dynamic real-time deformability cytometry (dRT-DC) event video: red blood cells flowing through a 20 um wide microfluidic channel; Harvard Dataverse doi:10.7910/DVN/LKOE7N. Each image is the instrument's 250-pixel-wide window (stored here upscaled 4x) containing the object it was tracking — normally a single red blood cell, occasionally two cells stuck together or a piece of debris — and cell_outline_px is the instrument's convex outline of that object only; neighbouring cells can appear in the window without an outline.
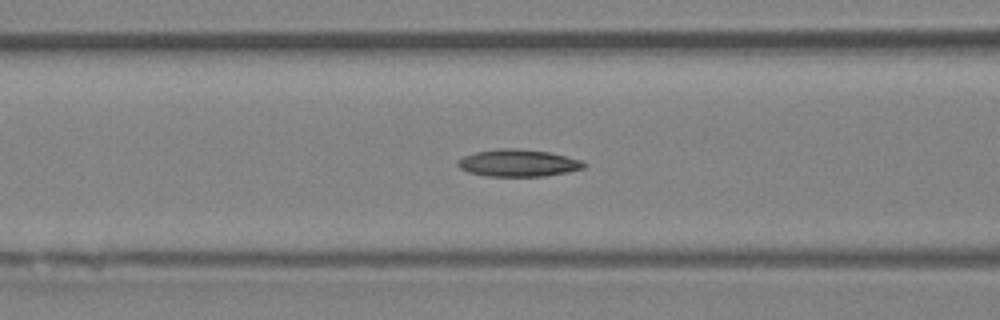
{"species": "Egyptian fruit bat (a non-hibernating species)", "species_latin": "Rousettus aegyptiacus", "temperature_condition": "room temperature", "stored_images_in_passage": 53, "camera_frame_rate_fps": 3000, "um_per_image_px": 0.085, "animal": {"sex": "female"}, "frame": {"image": 1, "passage_image": 21, "time_ms": 6.667, "image_size_px": [1000, 320], "cell_outline_px": [[588, 164], [584, 168], [568, 172], [544, 176], [488, 176], [468, 172], [460, 168], [456, 164], [456, 160], [464, 156], [476, 152], [496, 148], [516, 148], [548, 152], [584, 160]], "centroid_in_image_um": [44.06, 13.85], "position_along_channel_um": 122.5, "area_um2": 20.11}}
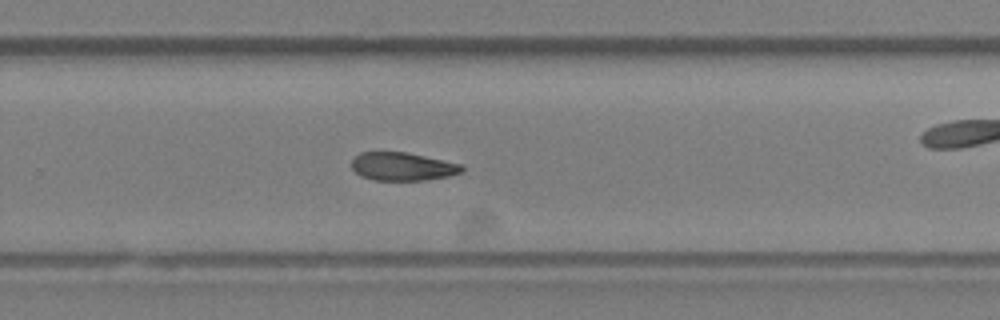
{"frame": {"image": 2, "passage_image": 34, "time_ms": 11.0, "image_size_px": [1000, 320], "cell_outline_px": [[464, 172], [448, 176], [424, 180], [376, 180], [360, 176], [352, 168], [352, 160], [360, 152], [404, 152], [424, 156], [460, 164], [464, 168]], "centroid_in_image_um": [34.21, 14.16], "position_along_channel_um": 295.6, "area_um2": 17.92}}
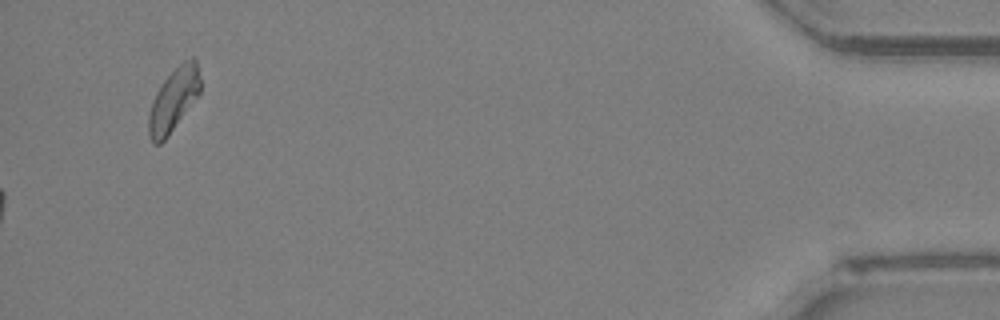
{"frame": {"image": 3, "passage_image": 53, "time_ms": 17.333, "image_size_px": [1000, 320], "cell_outline_px": [[200, 92], [164, 140], [160, 144], [152, 144], [148, 136], [148, 116], [152, 100], [160, 84], [184, 60], [192, 56], [196, 60], [200, 76]], "centroid_in_image_um": [14.72, 8.48], "position_along_channel_um": 420.5, "area_um2": 18.73}}